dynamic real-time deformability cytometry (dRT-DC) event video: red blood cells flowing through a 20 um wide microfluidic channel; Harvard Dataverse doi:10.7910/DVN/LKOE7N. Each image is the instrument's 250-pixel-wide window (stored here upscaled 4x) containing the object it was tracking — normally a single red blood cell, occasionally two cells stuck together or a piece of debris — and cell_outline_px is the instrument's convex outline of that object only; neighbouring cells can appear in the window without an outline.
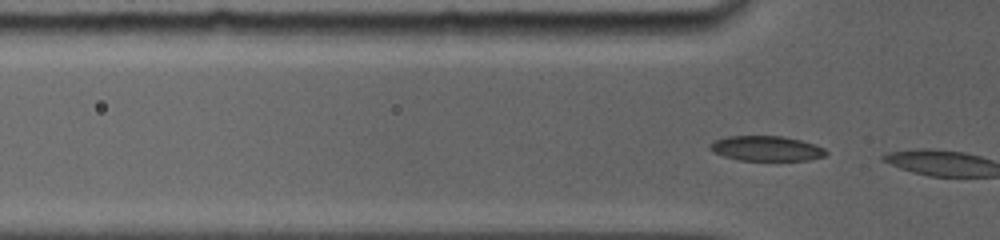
{"species": "common noctule bat (a hibernating species)", "species_latin": "Nyctalus noctula", "temperature_condition": "room temperature", "stored_images_in_passage": 3, "camera_frame_rate_fps": 5000, "um_per_image_px": 0.085, "animal": {"sex": "female", "body_mass_g": 19.0, "forearm_length_mm": 56.7}, "frame": {"image": 1, "passage_image": 2, "time_ms": 0.2, "image_size_px": [1000, 240], "cell_outline_px": [[828, 152], [824, 156], [808, 160], [736, 160], [712, 152], [708, 148], [716, 140], [728, 136], [780, 136], [800, 140], [816, 144], [824, 148]], "centroid_in_image_um": [65.15, 12.62], "position_along_channel_um": 60.7, "area_um2": 16.82}}